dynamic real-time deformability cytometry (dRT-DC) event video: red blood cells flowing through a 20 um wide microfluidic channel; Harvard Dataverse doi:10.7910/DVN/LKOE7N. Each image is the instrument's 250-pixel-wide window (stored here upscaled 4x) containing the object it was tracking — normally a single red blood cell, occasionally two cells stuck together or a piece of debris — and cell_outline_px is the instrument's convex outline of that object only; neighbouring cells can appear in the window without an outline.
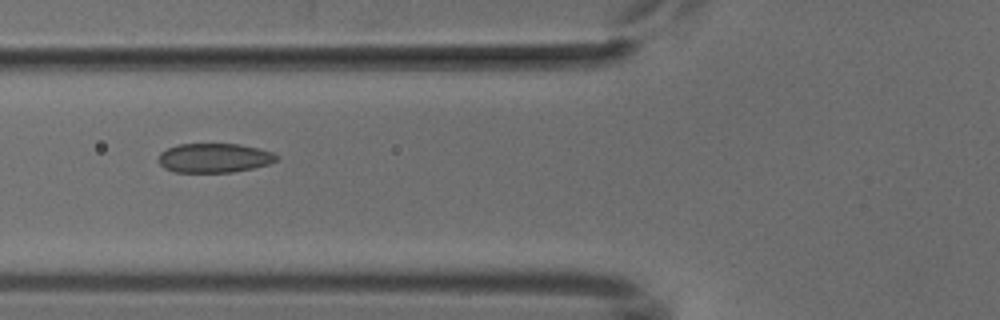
{"species": "common noctule bat (a hibernating species)", "species_latin": "Nyctalus noctula", "temperature_condition": "cold", "stored_images_in_passage": 5, "camera_frame_rate_fps": 3000, "um_per_image_px": 0.085, "animal": {"sex": "male", "body_mass_g": 18.8}, "frame": {"image": 1, "passage_image": 3, "time_ms": 2.333, "image_size_px": [1000, 320], "cell_outline_px": [[280, 160], [268, 164], [252, 168], [232, 172], [176, 172], [164, 168], [156, 160], [160, 152], [176, 144], [240, 144], [272, 152], [280, 156]], "centroid_in_image_um": [18.2, 13.42], "position_along_channel_um": 107.6, "area_um2": 20.29}}
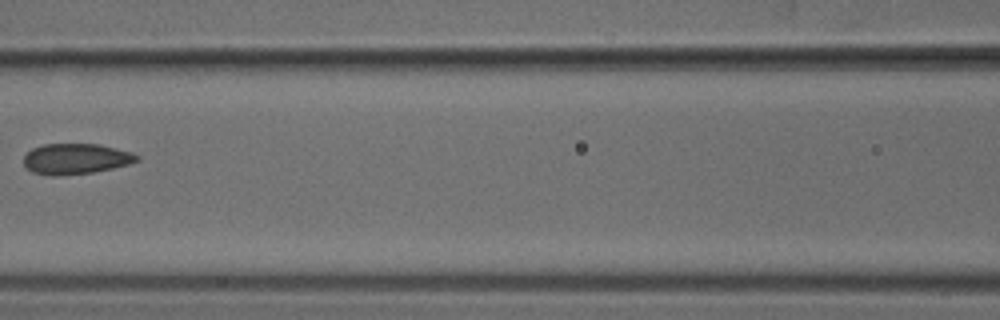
{"frame": {"image": 2, "passage_image": 4, "time_ms": 3.667, "image_size_px": [1000, 320], "cell_outline_px": [[140, 160], [128, 164], [112, 168], [92, 172], [56, 176], [52, 176], [32, 172], [24, 168], [24, 156], [32, 148], [44, 144], [100, 144], [132, 152], [140, 156]], "centroid_in_image_um": [6.43, 13.5], "position_along_channel_um": 160.2, "area_um2": 20.29}}
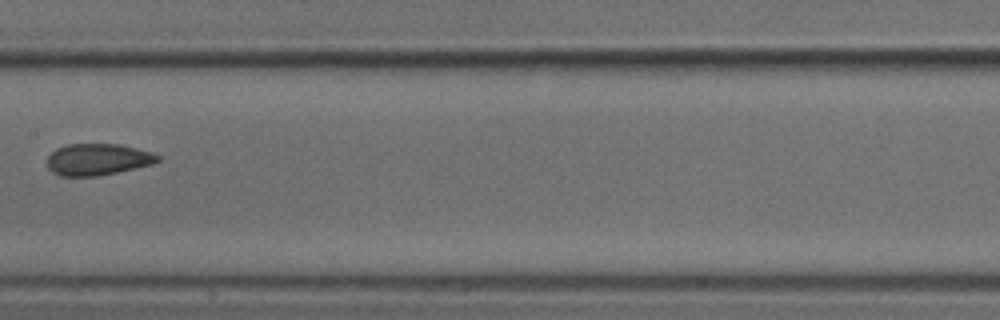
{"frame": {"image": 3, "passage_image": 5, "time_ms": 4.667, "image_size_px": [1000, 320], "cell_outline_px": [[160, 160], [152, 164], [116, 172], [96, 176], [60, 176], [52, 172], [48, 168], [48, 156], [56, 148], [68, 144], [120, 144], [152, 152], [160, 156]], "centroid_in_image_um": [8.29, 13.55], "position_along_channel_um": 199.1, "area_um2": 20.29}}